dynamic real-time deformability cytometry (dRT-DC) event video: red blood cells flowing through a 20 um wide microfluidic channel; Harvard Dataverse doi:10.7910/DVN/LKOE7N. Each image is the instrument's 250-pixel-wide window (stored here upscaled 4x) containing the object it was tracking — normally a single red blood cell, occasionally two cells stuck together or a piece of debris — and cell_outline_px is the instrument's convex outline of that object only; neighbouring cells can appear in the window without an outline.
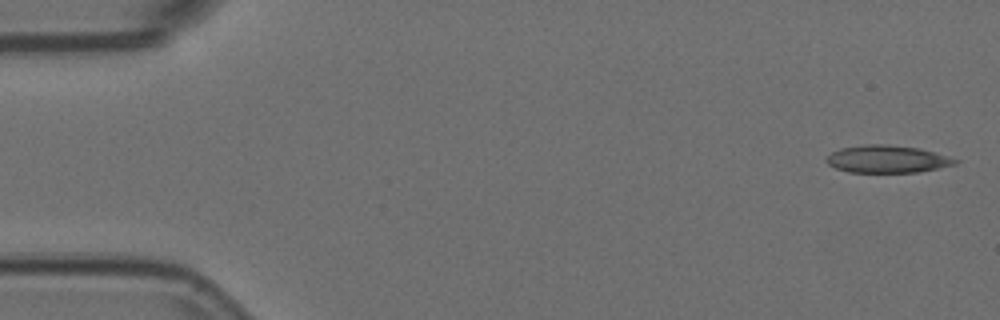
{"species": "Egyptian fruit bat (a non-hibernating species)", "species_latin": "Rousettus aegyptiacus", "temperature_condition": "room temperature", "stored_images_in_passage": 3, "camera_frame_rate_fps": 3000, "um_per_image_px": 0.085, "animal": {"sex": "female"}, "frame": {"image": 1, "passage_image": 1, "time_ms": 0.0, "image_size_px": [1000, 320], "cell_outline_px": [[960, 160], [956, 164], [916, 172], [848, 172], [836, 168], [828, 164], [824, 160], [832, 152], [840, 148], [864, 144], [888, 144], [920, 148], [936, 152]], "centroid_in_image_um": [75.4, 13.51], "position_along_channel_um": 9.6, "area_um2": 20.63}}